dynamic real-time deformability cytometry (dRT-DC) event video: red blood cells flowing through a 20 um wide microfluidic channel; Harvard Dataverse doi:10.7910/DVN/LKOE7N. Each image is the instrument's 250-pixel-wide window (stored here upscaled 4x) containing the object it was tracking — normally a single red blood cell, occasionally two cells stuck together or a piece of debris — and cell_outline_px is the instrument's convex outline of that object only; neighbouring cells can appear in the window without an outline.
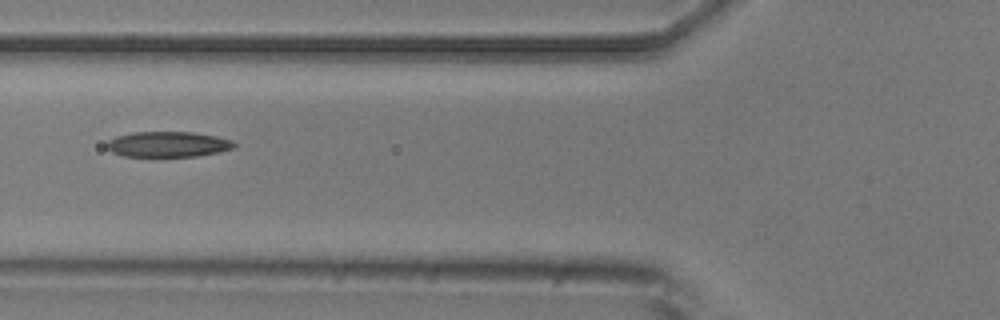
{"species": "common noctule bat (a hibernating species)", "species_latin": "Nyctalus noctula", "temperature_condition": "room temperature", "stored_images_in_passage": 12, "camera_frame_rate_fps": 3000, "um_per_image_px": 0.085, "animal": {"sex": "male", "body_mass_g": 20.5, "forearm_length_mm": 52.5}, "frame": {"image": 1, "passage_image": 3, "time_ms": 2.333, "image_size_px": [1000, 320], "cell_outline_px": [[236, 148], [220, 152], [196, 156], [124, 156], [112, 152], [108, 148], [108, 140], [116, 136], [132, 132], [192, 132], [216, 136], [232, 140], [236, 144]], "centroid_in_image_um": [14.32, 12.26], "position_along_channel_um": 111.5, "area_um2": 18.9}}
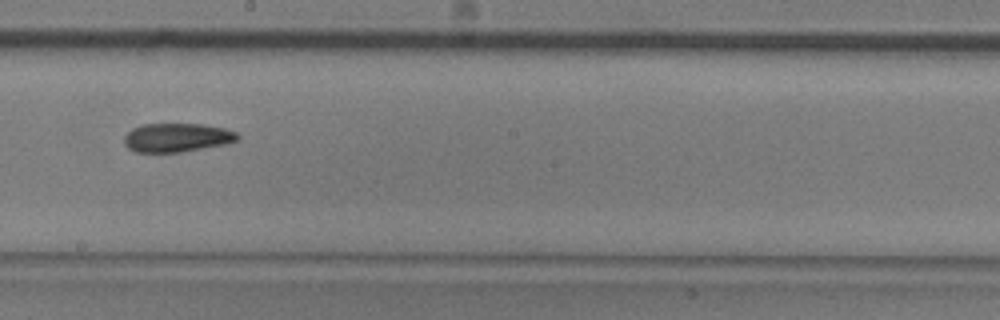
{"frame": {"image": 2, "passage_image": 6, "time_ms": 5.667, "image_size_px": [1000, 320], "cell_outline_px": [[240, 140], [228, 144], [180, 152], [136, 152], [128, 148], [124, 144], [124, 136], [132, 128], [140, 124], [204, 124], [224, 128], [236, 132], [240, 136]], "centroid_in_image_um": [15.06, 11.69], "position_along_channel_um": 233.1, "area_um2": 19.25}}
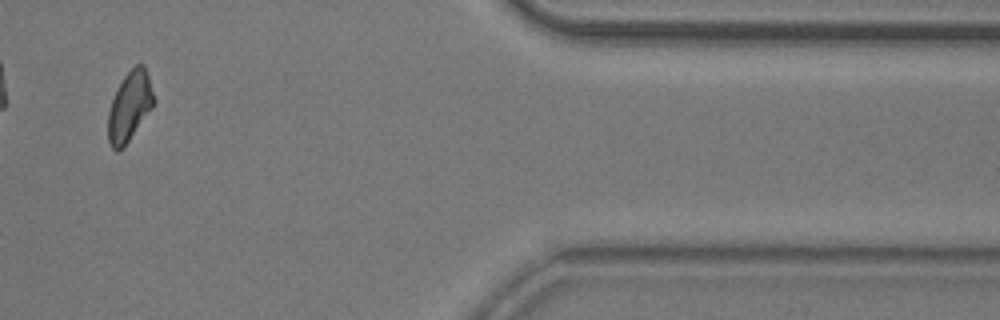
{"frame": {"image": 3, "passage_image": 10, "time_ms": 11.333, "image_size_px": [1000, 320], "cell_outline_px": [[156, 100], [152, 108], [124, 148], [116, 152], [112, 148], [108, 140], [108, 112], [116, 88], [124, 76], [136, 64], [144, 64]], "centroid_in_image_um": [11.02, 9.06], "position_along_channel_um": 400.4, "area_um2": 18.67}, "authors_computed_cell_mechanics": {"area_um2": 19.1029, "velocity_mm_per_s": 3.6181, "shape_relaxation_time_tau1_ms": 7.706, "shape_relaxation_time_tau2_ms": 3.2707, "deformation_change_tau1": 0.1729, "deformation_change_tau2": 0.0892}}